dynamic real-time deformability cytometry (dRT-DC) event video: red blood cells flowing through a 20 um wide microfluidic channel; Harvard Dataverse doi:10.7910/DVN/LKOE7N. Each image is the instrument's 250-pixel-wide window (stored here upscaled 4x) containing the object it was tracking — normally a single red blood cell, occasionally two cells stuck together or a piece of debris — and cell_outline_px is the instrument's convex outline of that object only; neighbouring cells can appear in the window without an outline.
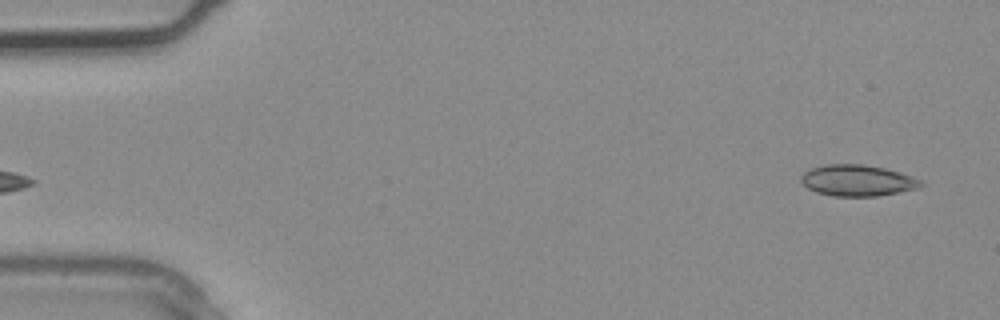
{"species": "common noctule bat (a hibernating species)", "species_latin": "Nyctalus noctula", "temperature_condition": "warm", "stored_images_in_passage": 2, "segment_of_instrument_passage": [2, 2], "camera_frame_rate_fps": 3000, "um_per_image_px": 0.085, "animal": {"sex": "male", "body_mass_g": 20.4}, "frame": {"image": 1, "passage_image": 2, "time_ms": 0.333, "image_size_px": [1000, 320], "cell_outline_px": [[924, 184], [920, 188], [876, 196], [832, 196], [816, 192], [808, 188], [800, 180], [800, 176], [804, 172], [812, 168], [824, 164], [864, 164], [884, 168], [900, 172], [912, 176], [920, 180]], "centroid_in_image_um": [72.88, 15.33], "position_along_channel_um": 12.1, "area_um2": 21.85}}